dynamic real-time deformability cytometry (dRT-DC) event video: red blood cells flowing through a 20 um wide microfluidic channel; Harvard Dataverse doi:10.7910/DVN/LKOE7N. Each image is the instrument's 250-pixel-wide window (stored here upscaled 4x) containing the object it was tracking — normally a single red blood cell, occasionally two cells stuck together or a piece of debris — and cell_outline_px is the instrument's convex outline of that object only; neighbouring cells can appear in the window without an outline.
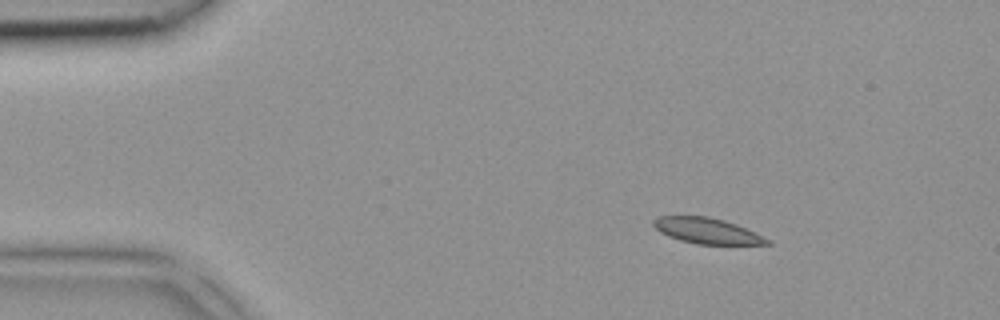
{"species": "common noctule bat (a hibernating species)", "species_latin": "Nyctalus noctula", "temperature_condition": "room temperature", "stored_images_in_passage": 2, "camera_frame_rate_fps": 3000, "um_per_image_px": 0.085, "animal": {"sex": "female", "body_mass_g": 18.4}, "frame": {"image": 1, "passage_image": 1, "time_ms": 0.0, "image_size_px": [1000, 320], "cell_outline_px": [[772, 244], [696, 244], [680, 240], [668, 236], [660, 232], [652, 224], [652, 220], [660, 216], [708, 216], [724, 220], [736, 224], [772, 240]], "centroid_in_image_um": [60.09, 19.62], "position_along_channel_um": 24.9, "area_um2": 16.99}}